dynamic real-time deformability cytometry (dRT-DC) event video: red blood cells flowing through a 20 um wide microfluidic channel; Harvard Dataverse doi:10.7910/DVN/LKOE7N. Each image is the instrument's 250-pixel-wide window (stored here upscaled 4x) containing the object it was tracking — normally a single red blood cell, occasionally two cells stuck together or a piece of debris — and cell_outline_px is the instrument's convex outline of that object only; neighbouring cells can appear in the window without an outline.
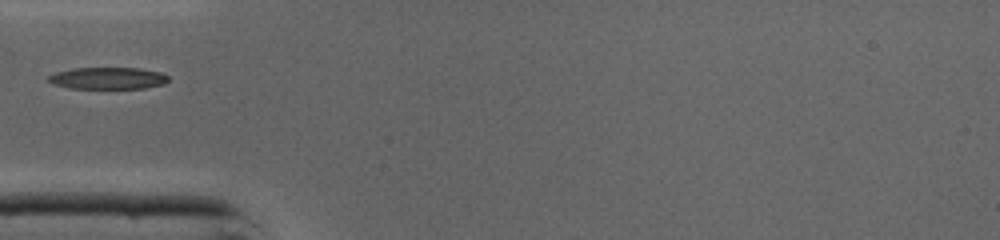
{"species": "common noctule bat (a hibernating species)", "species_latin": "Nyctalus noctula", "temperature_condition": "cold", "stored_images_in_passage": 31, "camera_frame_rate_fps": 3000, "um_per_image_px": 0.085, "animal": {"sex": "male", "body_mass_g": 19.0, "forearm_length_mm": 50.8}, "frame": {"image": 1, "passage_image": 1, "time_ms": 0.0, "image_size_px": [1000, 240], "cell_outline_px": [[168, 80], [164, 84], [144, 88], [68, 88], [52, 84], [48, 80], [48, 76], [56, 72], [72, 68], [140, 68], [160, 72], [168, 76]], "centroid_in_image_um": [9.15, 6.64], "position_along_channel_um": 75.8, "area_um2": 15.26}}